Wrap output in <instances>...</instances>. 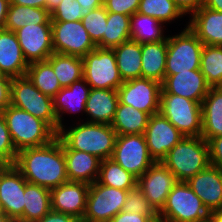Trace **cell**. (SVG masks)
<instances>
[{
	"mask_svg": "<svg viewBox=\"0 0 222 222\" xmlns=\"http://www.w3.org/2000/svg\"><path fill=\"white\" fill-rule=\"evenodd\" d=\"M13 165L28 183L50 190L68 181L63 141L58 136L47 145L18 151Z\"/></svg>",
	"mask_w": 222,
	"mask_h": 222,
	"instance_id": "6da1fadb",
	"label": "cell"
},
{
	"mask_svg": "<svg viewBox=\"0 0 222 222\" xmlns=\"http://www.w3.org/2000/svg\"><path fill=\"white\" fill-rule=\"evenodd\" d=\"M57 136L70 149L90 153L104 160L112 157L117 134L109 124L85 121L69 129L64 126Z\"/></svg>",
	"mask_w": 222,
	"mask_h": 222,
	"instance_id": "7a4b0ae2",
	"label": "cell"
},
{
	"mask_svg": "<svg viewBox=\"0 0 222 222\" xmlns=\"http://www.w3.org/2000/svg\"><path fill=\"white\" fill-rule=\"evenodd\" d=\"M2 115L17 151L41 147L57 138V133L45 121L23 109L8 105Z\"/></svg>",
	"mask_w": 222,
	"mask_h": 222,
	"instance_id": "3957f363",
	"label": "cell"
},
{
	"mask_svg": "<svg viewBox=\"0 0 222 222\" xmlns=\"http://www.w3.org/2000/svg\"><path fill=\"white\" fill-rule=\"evenodd\" d=\"M161 162L186 182L210 165L208 142L201 136L183 137Z\"/></svg>",
	"mask_w": 222,
	"mask_h": 222,
	"instance_id": "277c9868",
	"label": "cell"
},
{
	"mask_svg": "<svg viewBox=\"0 0 222 222\" xmlns=\"http://www.w3.org/2000/svg\"><path fill=\"white\" fill-rule=\"evenodd\" d=\"M10 105L45 121L58 134L53 98L44 95L27 76L12 78Z\"/></svg>",
	"mask_w": 222,
	"mask_h": 222,
	"instance_id": "5b68a950",
	"label": "cell"
},
{
	"mask_svg": "<svg viewBox=\"0 0 222 222\" xmlns=\"http://www.w3.org/2000/svg\"><path fill=\"white\" fill-rule=\"evenodd\" d=\"M209 211L186 182L178 181L158 217L168 222H207Z\"/></svg>",
	"mask_w": 222,
	"mask_h": 222,
	"instance_id": "8992f818",
	"label": "cell"
},
{
	"mask_svg": "<svg viewBox=\"0 0 222 222\" xmlns=\"http://www.w3.org/2000/svg\"><path fill=\"white\" fill-rule=\"evenodd\" d=\"M204 44L188 27L174 36H167L165 76L200 69Z\"/></svg>",
	"mask_w": 222,
	"mask_h": 222,
	"instance_id": "52a82bcc",
	"label": "cell"
},
{
	"mask_svg": "<svg viewBox=\"0 0 222 222\" xmlns=\"http://www.w3.org/2000/svg\"><path fill=\"white\" fill-rule=\"evenodd\" d=\"M160 113L184 137L201 136V103L175 94H160Z\"/></svg>",
	"mask_w": 222,
	"mask_h": 222,
	"instance_id": "ba28073f",
	"label": "cell"
},
{
	"mask_svg": "<svg viewBox=\"0 0 222 222\" xmlns=\"http://www.w3.org/2000/svg\"><path fill=\"white\" fill-rule=\"evenodd\" d=\"M82 60L83 78L91 88L118 90L123 83L113 49L96 47Z\"/></svg>",
	"mask_w": 222,
	"mask_h": 222,
	"instance_id": "9c48e42d",
	"label": "cell"
},
{
	"mask_svg": "<svg viewBox=\"0 0 222 222\" xmlns=\"http://www.w3.org/2000/svg\"><path fill=\"white\" fill-rule=\"evenodd\" d=\"M128 192L98 181L90 184L82 222H109L122 211Z\"/></svg>",
	"mask_w": 222,
	"mask_h": 222,
	"instance_id": "30bf717a",
	"label": "cell"
},
{
	"mask_svg": "<svg viewBox=\"0 0 222 222\" xmlns=\"http://www.w3.org/2000/svg\"><path fill=\"white\" fill-rule=\"evenodd\" d=\"M111 159L137 179L155 163L144 134L117 135Z\"/></svg>",
	"mask_w": 222,
	"mask_h": 222,
	"instance_id": "8fae6325",
	"label": "cell"
},
{
	"mask_svg": "<svg viewBox=\"0 0 222 222\" xmlns=\"http://www.w3.org/2000/svg\"><path fill=\"white\" fill-rule=\"evenodd\" d=\"M54 53L84 57L97 45L80 21H51Z\"/></svg>",
	"mask_w": 222,
	"mask_h": 222,
	"instance_id": "7c38bea8",
	"label": "cell"
},
{
	"mask_svg": "<svg viewBox=\"0 0 222 222\" xmlns=\"http://www.w3.org/2000/svg\"><path fill=\"white\" fill-rule=\"evenodd\" d=\"M160 92L161 83L142 77L123 81L117 90L119 103L150 116L160 112Z\"/></svg>",
	"mask_w": 222,
	"mask_h": 222,
	"instance_id": "4fadbf2b",
	"label": "cell"
},
{
	"mask_svg": "<svg viewBox=\"0 0 222 222\" xmlns=\"http://www.w3.org/2000/svg\"><path fill=\"white\" fill-rule=\"evenodd\" d=\"M27 183L13 164H6L0 170V203L3 213L15 222L23 216L24 190Z\"/></svg>",
	"mask_w": 222,
	"mask_h": 222,
	"instance_id": "5bb4252c",
	"label": "cell"
},
{
	"mask_svg": "<svg viewBox=\"0 0 222 222\" xmlns=\"http://www.w3.org/2000/svg\"><path fill=\"white\" fill-rule=\"evenodd\" d=\"M144 136L151 158L161 162L184 137L160 112L151 115Z\"/></svg>",
	"mask_w": 222,
	"mask_h": 222,
	"instance_id": "9a60e30c",
	"label": "cell"
},
{
	"mask_svg": "<svg viewBox=\"0 0 222 222\" xmlns=\"http://www.w3.org/2000/svg\"><path fill=\"white\" fill-rule=\"evenodd\" d=\"M15 34L28 64L46 61L54 53L51 24L25 25Z\"/></svg>",
	"mask_w": 222,
	"mask_h": 222,
	"instance_id": "2e32d148",
	"label": "cell"
},
{
	"mask_svg": "<svg viewBox=\"0 0 222 222\" xmlns=\"http://www.w3.org/2000/svg\"><path fill=\"white\" fill-rule=\"evenodd\" d=\"M177 182L176 176L162 162H155L138 178L137 184L149 203L159 212Z\"/></svg>",
	"mask_w": 222,
	"mask_h": 222,
	"instance_id": "e0dca14e",
	"label": "cell"
},
{
	"mask_svg": "<svg viewBox=\"0 0 222 222\" xmlns=\"http://www.w3.org/2000/svg\"><path fill=\"white\" fill-rule=\"evenodd\" d=\"M89 184L67 181L50 190L51 210L76 217L81 222L86 211Z\"/></svg>",
	"mask_w": 222,
	"mask_h": 222,
	"instance_id": "ac0fdd59",
	"label": "cell"
},
{
	"mask_svg": "<svg viewBox=\"0 0 222 222\" xmlns=\"http://www.w3.org/2000/svg\"><path fill=\"white\" fill-rule=\"evenodd\" d=\"M211 86L200 69L165 76L160 94H175L202 103Z\"/></svg>",
	"mask_w": 222,
	"mask_h": 222,
	"instance_id": "d6986e66",
	"label": "cell"
},
{
	"mask_svg": "<svg viewBox=\"0 0 222 222\" xmlns=\"http://www.w3.org/2000/svg\"><path fill=\"white\" fill-rule=\"evenodd\" d=\"M186 183L209 212L222 210V170L209 165Z\"/></svg>",
	"mask_w": 222,
	"mask_h": 222,
	"instance_id": "ffe728a7",
	"label": "cell"
},
{
	"mask_svg": "<svg viewBox=\"0 0 222 222\" xmlns=\"http://www.w3.org/2000/svg\"><path fill=\"white\" fill-rule=\"evenodd\" d=\"M28 67L15 32L0 30V75L23 77L26 76Z\"/></svg>",
	"mask_w": 222,
	"mask_h": 222,
	"instance_id": "44dd1931",
	"label": "cell"
},
{
	"mask_svg": "<svg viewBox=\"0 0 222 222\" xmlns=\"http://www.w3.org/2000/svg\"><path fill=\"white\" fill-rule=\"evenodd\" d=\"M68 181L93 184L99 176L101 159L97 156L70 149L63 142Z\"/></svg>",
	"mask_w": 222,
	"mask_h": 222,
	"instance_id": "7402d4cb",
	"label": "cell"
},
{
	"mask_svg": "<svg viewBox=\"0 0 222 222\" xmlns=\"http://www.w3.org/2000/svg\"><path fill=\"white\" fill-rule=\"evenodd\" d=\"M190 17L187 25L204 45L222 46V12L202 6Z\"/></svg>",
	"mask_w": 222,
	"mask_h": 222,
	"instance_id": "603a6c76",
	"label": "cell"
},
{
	"mask_svg": "<svg viewBox=\"0 0 222 222\" xmlns=\"http://www.w3.org/2000/svg\"><path fill=\"white\" fill-rule=\"evenodd\" d=\"M91 87L84 78L73 82L68 87L62 89L53 98L54 112L58 119V132L64 127L62 123L63 113L78 112L85 113V105L89 96Z\"/></svg>",
	"mask_w": 222,
	"mask_h": 222,
	"instance_id": "cb8c5ba5",
	"label": "cell"
},
{
	"mask_svg": "<svg viewBox=\"0 0 222 222\" xmlns=\"http://www.w3.org/2000/svg\"><path fill=\"white\" fill-rule=\"evenodd\" d=\"M118 102L117 90L91 88L85 105V113L90 117L87 122L110 125Z\"/></svg>",
	"mask_w": 222,
	"mask_h": 222,
	"instance_id": "d4e9b609",
	"label": "cell"
},
{
	"mask_svg": "<svg viewBox=\"0 0 222 222\" xmlns=\"http://www.w3.org/2000/svg\"><path fill=\"white\" fill-rule=\"evenodd\" d=\"M201 107V137L208 141L210 138L222 136V89L211 87Z\"/></svg>",
	"mask_w": 222,
	"mask_h": 222,
	"instance_id": "484cf974",
	"label": "cell"
},
{
	"mask_svg": "<svg viewBox=\"0 0 222 222\" xmlns=\"http://www.w3.org/2000/svg\"><path fill=\"white\" fill-rule=\"evenodd\" d=\"M141 77L162 84L165 79L167 39L141 44Z\"/></svg>",
	"mask_w": 222,
	"mask_h": 222,
	"instance_id": "4316f807",
	"label": "cell"
},
{
	"mask_svg": "<svg viewBox=\"0 0 222 222\" xmlns=\"http://www.w3.org/2000/svg\"><path fill=\"white\" fill-rule=\"evenodd\" d=\"M23 216L17 222H36L51 210L50 189L27 183L24 190Z\"/></svg>",
	"mask_w": 222,
	"mask_h": 222,
	"instance_id": "83f0119b",
	"label": "cell"
},
{
	"mask_svg": "<svg viewBox=\"0 0 222 222\" xmlns=\"http://www.w3.org/2000/svg\"><path fill=\"white\" fill-rule=\"evenodd\" d=\"M149 118L148 113L118 102L110 125L117 135L144 134Z\"/></svg>",
	"mask_w": 222,
	"mask_h": 222,
	"instance_id": "f1b7e54d",
	"label": "cell"
},
{
	"mask_svg": "<svg viewBox=\"0 0 222 222\" xmlns=\"http://www.w3.org/2000/svg\"><path fill=\"white\" fill-rule=\"evenodd\" d=\"M116 64L123 81L141 78V44L128 40L113 48Z\"/></svg>",
	"mask_w": 222,
	"mask_h": 222,
	"instance_id": "f546056e",
	"label": "cell"
},
{
	"mask_svg": "<svg viewBox=\"0 0 222 222\" xmlns=\"http://www.w3.org/2000/svg\"><path fill=\"white\" fill-rule=\"evenodd\" d=\"M163 24L158 19L136 12L130 17L131 40L140 44L166 40Z\"/></svg>",
	"mask_w": 222,
	"mask_h": 222,
	"instance_id": "4dcf8cb0",
	"label": "cell"
},
{
	"mask_svg": "<svg viewBox=\"0 0 222 222\" xmlns=\"http://www.w3.org/2000/svg\"><path fill=\"white\" fill-rule=\"evenodd\" d=\"M31 24H51L50 13L43 8L10 4L4 29L15 32Z\"/></svg>",
	"mask_w": 222,
	"mask_h": 222,
	"instance_id": "1f68e13d",
	"label": "cell"
},
{
	"mask_svg": "<svg viewBox=\"0 0 222 222\" xmlns=\"http://www.w3.org/2000/svg\"><path fill=\"white\" fill-rule=\"evenodd\" d=\"M47 61L52 65L61 87H68L83 78L82 57L52 53Z\"/></svg>",
	"mask_w": 222,
	"mask_h": 222,
	"instance_id": "d6a6232c",
	"label": "cell"
},
{
	"mask_svg": "<svg viewBox=\"0 0 222 222\" xmlns=\"http://www.w3.org/2000/svg\"><path fill=\"white\" fill-rule=\"evenodd\" d=\"M97 181L105 186L129 191L137 185L138 179L113 159L108 158L101 160Z\"/></svg>",
	"mask_w": 222,
	"mask_h": 222,
	"instance_id": "836d02e7",
	"label": "cell"
},
{
	"mask_svg": "<svg viewBox=\"0 0 222 222\" xmlns=\"http://www.w3.org/2000/svg\"><path fill=\"white\" fill-rule=\"evenodd\" d=\"M26 76L37 89L51 98L62 89L52 65L47 60L29 64Z\"/></svg>",
	"mask_w": 222,
	"mask_h": 222,
	"instance_id": "e575fe53",
	"label": "cell"
},
{
	"mask_svg": "<svg viewBox=\"0 0 222 222\" xmlns=\"http://www.w3.org/2000/svg\"><path fill=\"white\" fill-rule=\"evenodd\" d=\"M130 39V16L108 12L103 39L97 47L113 49Z\"/></svg>",
	"mask_w": 222,
	"mask_h": 222,
	"instance_id": "d590c367",
	"label": "cell"
},
{
	"mask_svg": "<svg viewBox=\"0 0 222 222\" xmlns=\"http://www.w3.org/2000/svg\"><path fill=\"white\" fill-rule=\"evenodd\" d=\"M200 71L211 87L222 83V46L204 45L201 53Z\"/></svg>",
	"mask_w": 222,
	"mask_h": 222,
	"instance_id": "8d00e7d4",
	"label": "cell"
},
{
	"mask_svg": "<svg viewBox=\"0 0 222 222\" xmlns=\"http://www.w3.org/2000/svg\"><path fill=\"white\" fill-rule=\"evenodd\" d=\"M138 13L165 23L185 15L173 0H140Z\"/></svg>",
	"mask_w": 222,
	"mask_h": 222,
	"instance_id": "74e56055",
	"label": "cell"
},
{
	"mask_svg": "<svg viewBox=\"0 0 222 222\" xmlns=\"http://www.w3.org/2000/svg\"><path fill=\"white\" fill-rule=\"evenodd\" d=\"M108 12L101 6L91 10L86 16H83L81 22L87 30L93 42L97 45L103 39V33L107 26Z\"/></svg>",
	"mask_w": 222,
	"mask_h": 222,
	"instance_id": "f35d334b",
	"label": "cell"
},
{
	"mask_svg": "<svg viewBox=\"0 0 222 222\" xmlns=\"http://www.w3.org/2000/svg\"><path fill=\"white\" fill-rule=\"evenodd\" d=\"M122 211L152 216L154 219L158 217V212L149 203L138 184L129 190Z\"/></svg>",
	"mask_w": 222,
	"mask_h": 222,
	"instance_id": "ab89813d",
	"label": "cell"
},
{
	"mask_svg": "<svg viewBox=\"0 0 222 222\" xmlns=\"http://www.w3.org/2000/svg\"><path fill=\"white\" fill-rule=\"evenodd\" d=\"M83 7L77 0H62L61 3L50 13L51 21H80Z\"/></svg>",
	"mask_w": 222,
	"mask_h": 222,
	"instance_id": "60d3db41",
	"label": "cell"
},
{
	"mask_svg": "<svg viewBox=\"0 0 222 222\" xmlns=\"http://www.w3.org/2000/svg\"><path fill=\"white\" fill-rule=\"evenodd\" d=\"M17 152L7 128L6 121L2 113H0V159L5 164H14Z\"/></svg>",
	"mask_w": 222,
	"mask_h": 222,
	"instance_id": "b9f144b4",
	"label": "cell"
},
{
	"mask_svg": "<svg viewBox=\"0 0 222 222\" xmlns=\"http://www.w3.org/2000/svg\"><path fill=\"white\" fill-rule=\"evenodd\" d=\"M140 0H109L103 6L107 12L132 16L138 11Z\"/></svg>",
	"mask_w": 222,
	"mask_h": 222,
	"instance_id": "7bdbcfd3",
	"label": "cell"
},
{
	"mask_svg": "<svg viewBox=\"0 0 222 222\" xmlns=\"http://www.w3.org/2000/svg\"><path fill=\"white\" fill-rule=\"evenodd\" d=\"M207 142L210 165L222 170V136L210 138Z\"/></svg>",
	"mask_w": 222,
	"mask_h": 222,
	"instance_id": "ee69618b",
	"label": "cell"
},
{
	"mask_svg": "<svg viewBox=\"0 0 222 222\" xmlns=\"http://www.w3.org/2000/svg\"><path fill=\"white\" fill-rule=\"evenodd\" d=\"M11 80L8 76L0 75V113L10 105Z\"/></svg>",
	"mask_w": 222,
	"mask_h": 222,
	"instance_id": "f6af8a7d",
	"label": "cell"
},
{
	"mask_svg": "<svg viewBox=\"0 0 222 222\" xmlns=\"http://www.w3.org/2000/svg\"><path fill=\"white\" fill-rule=\"evenodd\" d=\"M154 218L139 213L121 211L115 215L109 222H150Z\"/></svg>",
	"mask_w": 222,
	"mask_h": 222,
	"instance_id": "bcb514c9",
	"label": "cell"
},
{
	"mask_svg": "<svg viewBox=\"0 0 222 222\" xmlns=\"http://www.w3.org/2000/svg\"><path fill=\"white\" fill-rule=\"evenodd\" d=\"M36 222H81L74 216L50 210L42 219Z\"/></svg>",
	"mask_w": 222,
	"mask_h": 222,
	"instance_id": "7dc6e473",
	"label": "cell"
},
{
	"mask_svg": "<svg viewBox=\"0 0 222 222\" xmlns=\"http://www.w3.org/2000/svg\"><path fill=\"white\" fill-rule=\"evenodd\" d=\"M180 10L186 14H192L201 8L205 0H173Z\"/></svg>",
	"mask_w": 222,
	"mask_h": 222,
	"instance_id": "c3c4849f",
	"label": "cell"
},
{
	"mask_svg": "<svg viewBox=\"0 0 222 222\" xmlns=\"http://www.w3.org/2000/svg\"><path fill=\"white\" fill-rule=\"evenodd\" d=\"M77 1L83 7V10L80 11L82 16H86L91 10L103 6L100 0H77Z\"/></svg>",
	"mask_w": 222,
	"mask_h": 222,
	"instance_id": "681fc988",
	"label": "cell"
},
{
	"mask_svg": "<svg viewBox=\"0 0 222 222\" xmlns=\"http://www.w3.org/2000/svg\"><path fill=\"white\" fill-rule=\"evenodd\" d=\"M10 4L46 9V0H9Z\"/></svg>",
	"mask_w": 222,
	"mask_h": 222,
	"instance_id": "f907efd6",
	"label": "cell"
},
{
	"mask_svg": "<svg viewBox=\"0 0 222 222\" xmlns=\"http://www.w3.org/2000/svg\"><path fill=\"white\" fill-rule=\"evenodd\" d=\"M10 6L9 0H0V30L4 29L7 12Z\"/></svg>",
	"mask_w": 222,
	"mask_h": 222,
	"instance_id": "816d5d0a",
	"label": "cell"
},
{
	"mask_svg": "<svg viewBox=\"0 0 222 222\" xmlns=\"http://www.w3.org/2000/svg\"><path fill=\"white\" fill-rule=\"evenodd\" d=\"M203 6L215 11L222 12V0H205Z\"/></svg>",
	"mask_w": 222,
	"mask_h": 222,
	"instance_id": "f5cc1de1",
	"label": "cell"
},
{
	"mask_svg": "<svg viewBox=\"0 0 222 222\" xmlns=\"http://www.w3.org/2000/svg\"><path fill=\"white\" fill-rule=\"evenodd\" d=\"M207 222H222V210H215L209 213Z\"/></svg>",
	"mask_w": 222,
	"mask_h": 222,
	"instance_id": "db71d44e",
	"label": "cell"
},
{
	"mask_svg": "<svg viewBox=\"0 0 222 222\" xmlns=\"http://www.w3.org/2000/svg\"><path fill=\"white\" fill-rule=\"evenodd\" d=\"M62 0H46V10L51 13Z\"/></svg>",
	"mask_w": 222,
	"mask_h": 222,
	"instance_id": "11a10c76",
	"label": "cell"
},
{
	"mask_svg": "<svg viewBox=\"0 0 222 222\" xmlns=\"http://www.w3.org/2000/svg\"><path fill=\"white\" fill-rule=\"evenodd\" d=\"M0 222H15V221L6 214L0 213Z\"/></svg>",
	"mask_w": 222,
	"mask_h": 222,
	"instance_id": "9f6ffc18",
	"label": "cell"
},
{
	"mask_svg": "<svg viewBox=\"0 0 222 222\" xmlns=\"http://www.w3.org/2000/svg\"><path fill=\"white\" fill-rule=\"evenodd\" d=\"M150 222H168V221L163 218L157 217V218L151 220Z\"/></svg>",
	"mask_w": 222,
	"mask_h": 222,
	"instance_id": "6f0895ef",
	"label": "cell"
},
{
	"mask_svg": "<svg viewBox=\"0 0 222 222\" xmlns=\"http://www.w3.org/2000/svg\"><path fill=\"white\" fill-rule=\"evenodd\" d=\"M6 164L0 159V170L5 166Z\"/></svg>",
	"mask_w": 222,
	"mask_h": 222,
	"instance_id": "680465c9",
	"label": "cell"
},
{
	"mask_svg": "<svg viewBox=\"0 0 222 222\" xmlns=\"http://www.w3.org/2000/svg\"><path fill=\"white\" fill-rule=\"evenodd\" d=\"M100 1H101L102 5H104L109 0H100Z\"/></svg>",
	"mask_w": 222,
	"mask_h": 222,
	"instance_id": "91938a15",
	"label": "cell"
},
{
	"mask_svg": "<svg viewBox=\"0 0 222 222\" xmlns=\"http://www.w3.org/2000/svg\"><path fill=\"white\" fill-rule=\"evenodd\" d=\"M0 213H3V209H2L1 203H0Z\"/></svg>",
	"mask_w": 222,
	"mask_h": 222,
	"instance_id": "94428289",
	"label": "cell"
}]
</instances>
